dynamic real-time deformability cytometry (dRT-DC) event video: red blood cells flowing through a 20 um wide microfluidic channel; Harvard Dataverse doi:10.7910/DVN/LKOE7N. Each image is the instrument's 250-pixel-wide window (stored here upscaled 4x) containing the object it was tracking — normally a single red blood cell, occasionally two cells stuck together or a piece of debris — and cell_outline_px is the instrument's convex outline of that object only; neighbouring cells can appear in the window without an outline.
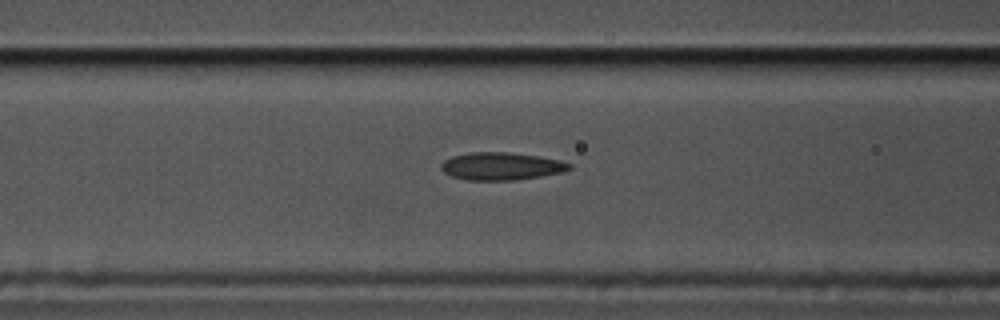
{"species": "common noctule bat (a hibernating species)", "species_latin": "Nyctalus noctula", "temperature_condition": "cold", "stored_images_in_passage": 36, "camera_frame_rate_fps": 3000, "um_per_image_px": 0.085, "animal": {"sex": "male", "body_mass_g": 17.5, "forearm_length_mm": 52.3}, "frame": {"image": 1, "passage_image": 6, "time_ms": 1.667, "image_size_px": [1000, 320], "cell_outline_px": [[572, 168], [564, 172], [516, 180], [468, 180], [452, 176], [444, 172], [440, 168], [440, 164], [444, 160], [452, 156], [472, 152], [508, 152], [536, 156], [560, 160], [572, 164]], "centroid_in_image_um": [42.61, 14.13], "position_along_channel_um": 124.0, "area_um2": 20.63}}
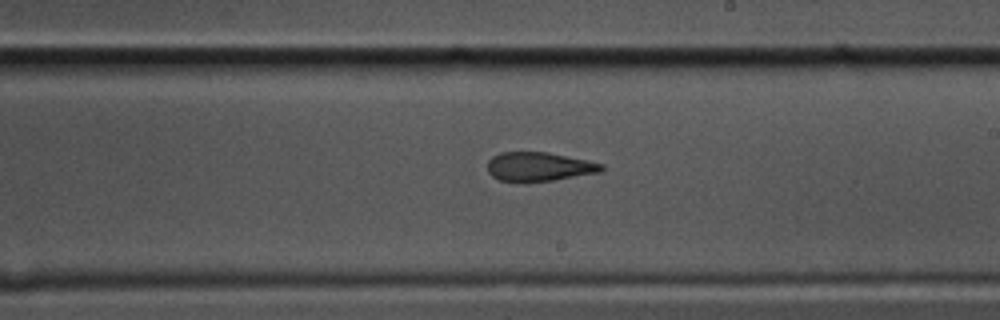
{"frame": {"image": 2, "passage_image": 16, "time_ms": 5.0, "image_size_px": [1000, 320], "cell_outline_px": [[604, 168], [600, 172], [552, 180], [524, 184], [500, 180], [492, 176], [488, 172], [488, 160], [492, 156], [500, 152], [548, 152], [588, 160], [604, 164]], "centroid_in_image_um": [45.78, 14.18], "position_along_channel_um": 243.2, "area_um2": 19.65}}
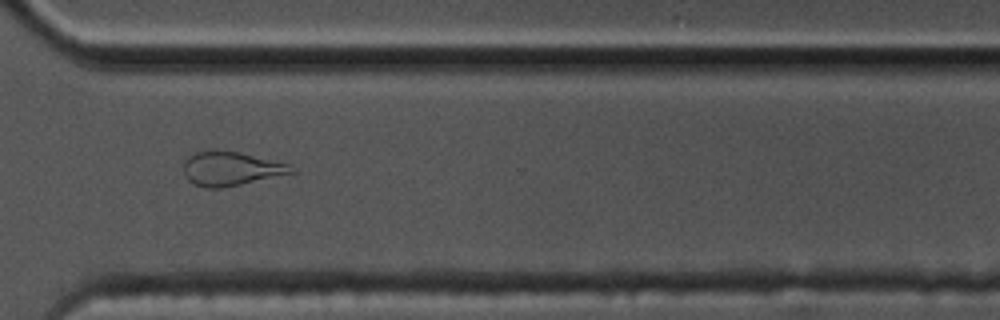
{"frame": {"image": 3, "passage_image": 25, "time_ms": 8.0, "image_size_px": [1000, 320], "cell_outline_px": [[296, 172], [240, 184], [220, 188], [204, 188], [188, 180], [184, 176], [184, 160], [188, 156], [196, 152], [208, 148], [216, 148], [236, 152], [292, 164]], "centroid_in_image_um": [19.59, 14.31], "position_along_channel_um": 351.0, "area_um2": 21.56}, "authors_computed_cell_mechanics": {"area_um2": 20.2589, "velocity_mm_per_s": 3.5808, "shape_relaxation_time_tau1_ms": null, "shape_relaxation_time_tau2_ms": 2.89, "deformation_change_tau1": null, "deformation_change_tau2": 0.1143}}